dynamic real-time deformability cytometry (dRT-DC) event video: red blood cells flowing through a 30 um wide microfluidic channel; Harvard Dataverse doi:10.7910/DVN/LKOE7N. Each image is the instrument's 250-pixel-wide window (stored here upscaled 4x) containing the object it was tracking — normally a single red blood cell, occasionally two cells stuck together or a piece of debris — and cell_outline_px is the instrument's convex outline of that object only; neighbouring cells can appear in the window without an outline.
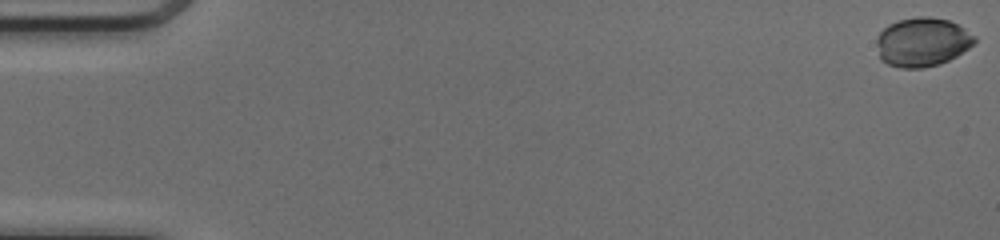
{"species": "common noctule bat (a hibernating species)", "species_latin": "Nyctalus noctula", "temperature_condition": "cold", "stored_images_in_passage": 51, "camera_frame_rate_fps": 3000, "um_per_image_px": 0.085, "animal": {"sex": "female", "body_mass_g": 17.0, "forearm_length_mm": 48.0}, "frame": {"image": 1, "passage_image": 1, "time_ms": 0.0, "image_size_px": [1000, 240], "cell_outline_px": [[976, 40], [968, 48], [956, 56], [940, 64], [924, 68], [900, 68], [888, 64], [880, 60], [876, 40], [876, 36], [888, 24], [900, 20], [916, 16], [928, 16], [948, 20], [964, 28], [976, 36]], "centroid_in_image_um": [78.37, 3.58], "position_along_channel_um": 6.6, "area_um2": 28.03}}
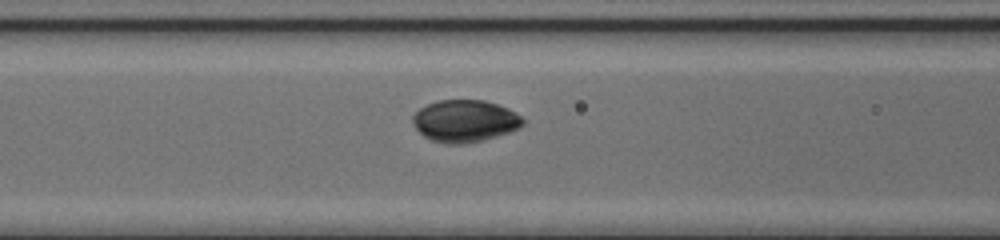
{"frame": {"image": 2, "passage_image": 22, "time_ms": 7.0, "image_size_px": [1000, 240], "cell_outline_px": [[524, 124], [520, 128], [484, 140], [464, 144], [448, 144], [432, 140], [424, 136], [412, 124], [412, 116], [420, 108], [436, 100], [484, 100], [508, 108], [516, 112], [524, 120]], "centroid_in_image_um": [39.51, 10.28], "position_along_channel_um": 127.1, "area_um2": 27.05}}
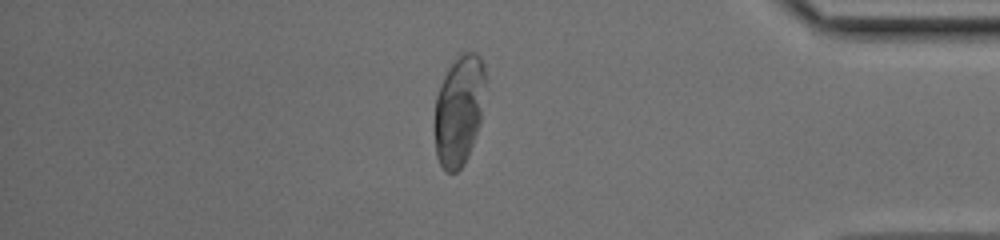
{"frame": {"image": 3, "passage_image": 44, "time_ms": 14.333, "image_size_px": [1000, 240], "cell_outline_px": [[484, 84], [480, 120], [468, 156], [464, 164], [456, 172], [444, 172], [436, 156], [436, 96], [440, 84], [448, 68], [456, 56], [464, 52], [476, 52], [480, 56], [484, 64]], "centroid_in_image_um": [39.01, 9.35], "position_along_channel_um": 396.2, "area_um2": 32.14}, "authors_computed_cell_mechanics": {"area_um2": 27.9752, "velocity_mm_per_s": 4.0985, "shape_relaxation_time_tau1_ms": 3.8922, "shape_relaxation_time_tau2_ms": null, "deformation_change_tau1": 0.1061, "deformation_change_tau2": null}}